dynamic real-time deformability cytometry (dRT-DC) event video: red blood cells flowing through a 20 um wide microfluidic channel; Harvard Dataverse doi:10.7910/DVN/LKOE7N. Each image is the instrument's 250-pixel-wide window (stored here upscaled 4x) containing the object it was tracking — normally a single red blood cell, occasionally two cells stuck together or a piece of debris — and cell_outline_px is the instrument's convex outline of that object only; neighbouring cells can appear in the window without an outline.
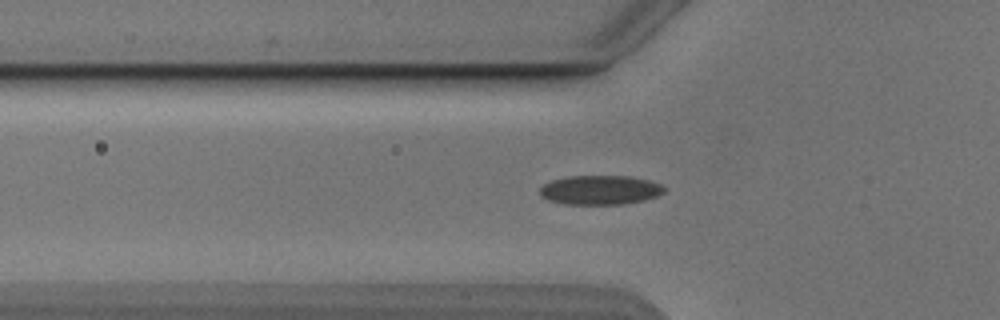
{"species": "Egyptian fruit bat (a non-hibernating species)", "species_latin": "Rousettus aegyptiacus", "temperature_condition": "cold", "stored_images_in_passage": 50, "camera_frame_rate_fps": 3000, "um_per_image_px": 0.085, "animal": {"sex": "male"}, "frame": {"image": 1, "passage_image": 17, "time_ms": 5.333, "image_size_px": [1000, 320], "cell_outline_px": [[664, 192], [656, 196], [644, 200], [624, 204], [564, 204], [548, 200], [540, 196], [540, 188], [544, 184], [552, 180], [568, 176], [632, 176], [648, 180], [660, 184], [664, 188]], "centroid_in_image_um": [50.99, 16.15], "position_along_channel_um": 74.8, "area_um2": 21.21}}
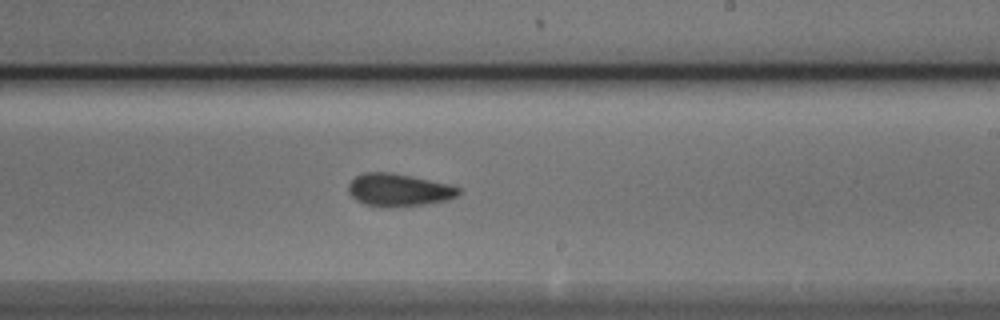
{"frame": {"image": 2, "passage_image": 31, "time_ms": 10.0, "image_size_px": [1000, 320], "cell_outline_px": [[460, 192], [456, 196], [448, 200], [424, 204], [388, 208], [384, 208], [364, 204], [356, 200], [348, 192], [348, 184], [356, 176], [364, 172], [392, 172], [448, 184], [460, 188]], "centroid_in_image_um": [33.85, 16.16], "position_along_channel_um": 255.1, "area_um2": 21.04}}
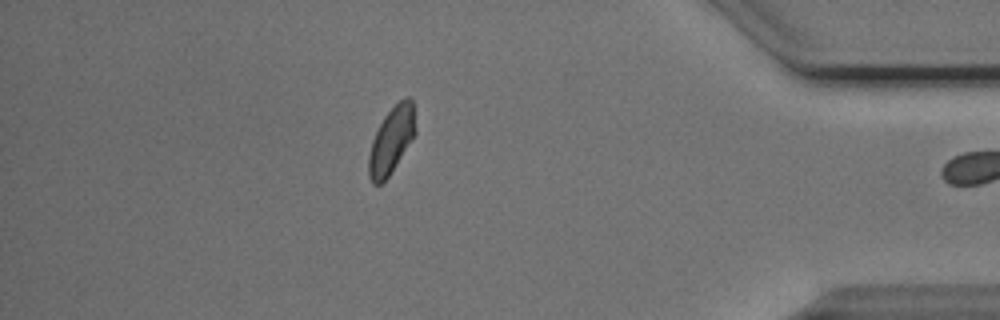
{"frame": {"image": 3, "passage_image": 50, "time_ms": 16.333, "image_size_px": [1000, 320], "cell_outline_px": [[416, 132], [388, 176], [380, 184], [372, 184], [368, 176], [368, 156], [372, 140], [384, 116], [404, 96], [412, 96], [416, 128]], "centroid_in_image_um": [33.26, 11.89], "position_along_channel_um": 401.9, "area_um2": 17.92}, "authors_computed_cell_mechanics": {"area_um2": 20.8658, "velocity_mm_per_s": 3.8617, "shape_relaxation_time_tau1_ms": 4.112, "shape_relaxation_time_tau2_ms": 2.6181, "deformation_change_tau1": 0.1068, "deformation_change_tau2": 0.0718}}